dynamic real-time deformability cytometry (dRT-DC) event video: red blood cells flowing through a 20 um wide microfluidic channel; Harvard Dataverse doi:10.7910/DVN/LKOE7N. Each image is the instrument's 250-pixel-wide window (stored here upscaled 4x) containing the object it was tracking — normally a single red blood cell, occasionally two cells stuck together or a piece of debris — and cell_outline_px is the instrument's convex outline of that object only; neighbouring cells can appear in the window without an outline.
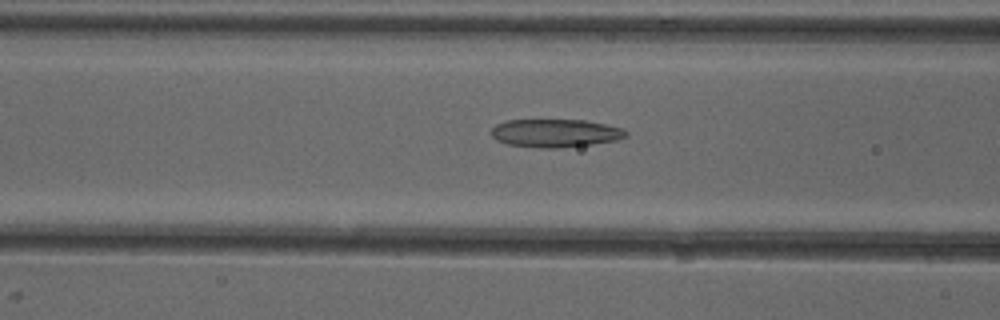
{"species": "common noctule bat (a hibernating species)", "species_latin": "Nyctalus noctula", "temperature_condition": "cold", "stored_images_in_passage": 52, "camera_frame_rate_fps": 3000, "um_per_image_px": 0.085, "animal": {"sex": "female"}, "frame": {"image": 1, "passage_image": 21, "time_ms": 6.667, "image_size_px": [1000, 320], "cell_outline_px": [[628, 136], [616, 140], [592, 144], [560, 148], [540, 148], [508, 144], [496, 140], [492, 136], [492, 128], [496, 124], [508, 120], [584, 120], [624, 128], [628, 132]], "centroid_in_image_um": [47.22, 11.32], "position_along_channel_um": 119.4, "area_um2": 22.08}}
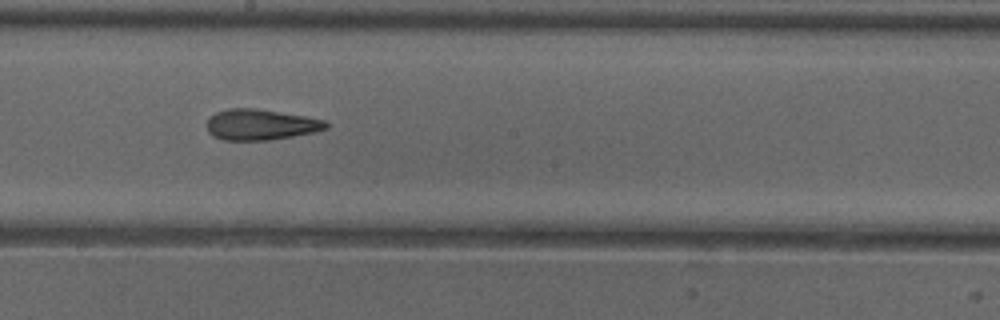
{"frame": {"image": 2, "passage_image": 29, "time_ms": 9.333, "image_size_px": [1000, 320], "cell_outline_px": [[328, 128], [316, 132], [272, 140], [224, 140], [212, 136], [208, 132], [208, 116], [216, 112], [228, 108], [256, 108], [304, 116], [324, 120], [328, 124]], "centroid_in_image_um": [22.14, 10.59], "position_along_channel_um": 226.1, "area_um2": 21.5}}
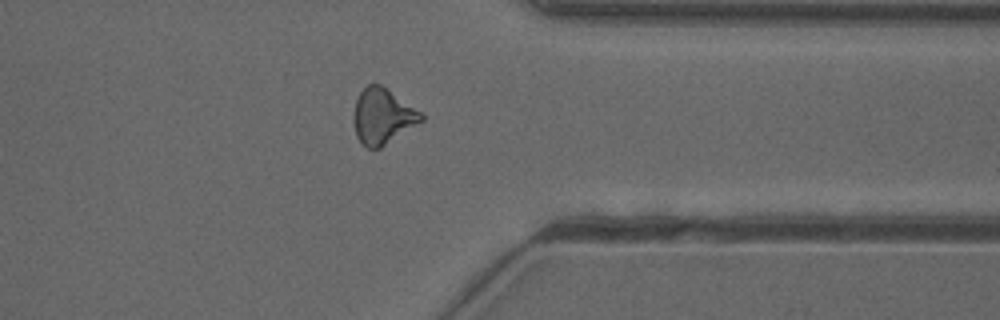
{"frame": {"image": 3, "passage_image": 41, "time_ms": 13.333, "image_size_px": [1000, 320], "cell_outline_px": [[424, 120], [380, 148], [368, 148], [356, 136], [352, 120], [352, 116], [356, 100], [360, 92], [368, 84], [380, 84], [420, 112], [424, 116]], "centroid_in_image_um": [32.49, 9.89], "position_along_channel_um": 378.9, "area_um2": 21.56}, "authors_computed_cell_mechanics": {"area_um2": 21.9351, "velocity_mm_per_s": 3.9868, "shape_relaxation_time_tau1_ms": null, "shape_relaxation_time_tau2_ms": 3.2572, "deformation_change_tau1": null, "deformation_change_tau2": 0.1348}}